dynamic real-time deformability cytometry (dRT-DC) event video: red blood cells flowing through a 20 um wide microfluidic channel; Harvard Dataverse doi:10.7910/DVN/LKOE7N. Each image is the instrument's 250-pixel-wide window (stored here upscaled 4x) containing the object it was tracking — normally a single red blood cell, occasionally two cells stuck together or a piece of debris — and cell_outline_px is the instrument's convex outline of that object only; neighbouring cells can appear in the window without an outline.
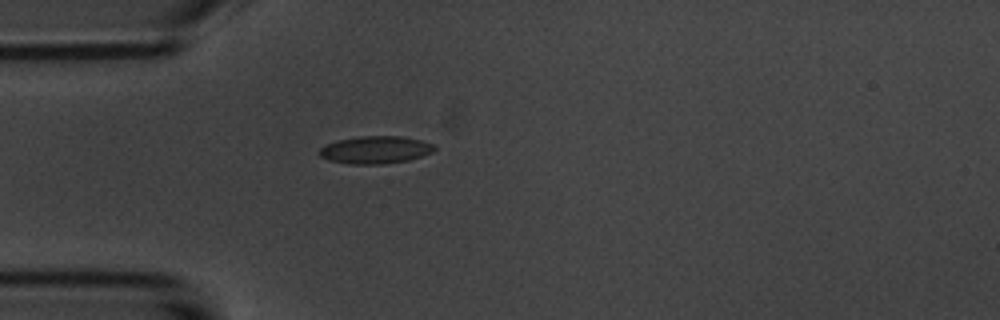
{"species": "common noctule bat (a hibernating species)", "species_latin": "Nyctalus noctula", "temperature_condition": "room temperature", "stored_images_in_passage": 1, "camera_frame_rate_fps": 3000, "um_per_image_px": 0.085, "animal": {"sex": "male", "body_mass_g": 20.1, "forearm_length_mm": 53.5}, "frame": {"image": 1, "passage_image": 1, "time_ms": 0.0, "image_size_px": [1000, 320], "cell_outline_px": [[436, 148], [432, 152], [408, 160], [384, 164], [348, 164], [328, 160], [320, 156], [320, 148], [324, 144], [340, 140], [360, 136], [404, 136], [436, 144]], "centroid_in_image_um": [31.92, 12.73], "position_along_channel_um": 53.1, "area_um2": 18.5}}